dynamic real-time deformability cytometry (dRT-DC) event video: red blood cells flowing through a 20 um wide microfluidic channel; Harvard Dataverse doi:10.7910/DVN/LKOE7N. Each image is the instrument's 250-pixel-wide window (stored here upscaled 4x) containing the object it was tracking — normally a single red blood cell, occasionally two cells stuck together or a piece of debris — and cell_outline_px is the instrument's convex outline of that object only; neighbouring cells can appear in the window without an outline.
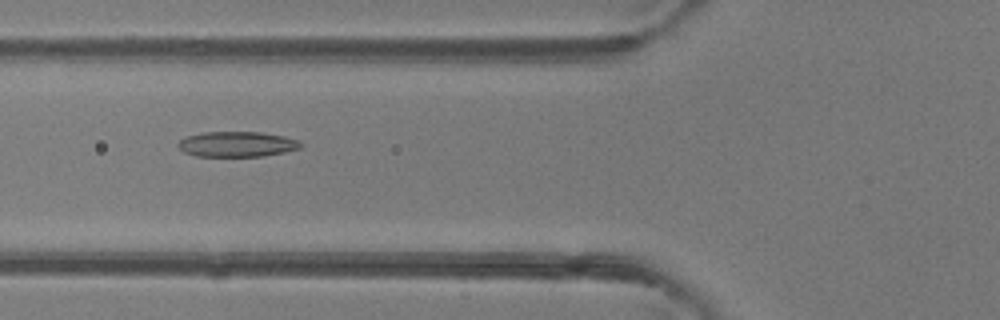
{"species": "common noctule bat (a hibernating species)", "species_latin": "Nyctalus noctula", "temperature_condition": "room temperature", "stored_images_in_passage": 48, "camera_frame_rate_fps": 3000, "um_per_image_px": 0.085, "animal": {"sex": "female"}, "frame": {"image": 1, "passage_image": 18, "time_ms": 5.667, "image_size_px": [1000, 320], "cell_outline_px": [[304, 144], [300, 148], [284, 152], [264, 156], [196, 156], [184, 152], [176, 144], [180, 140], [188, 136], [200, 132], [260, 132], [284, 136], [300, 140]], "centroid_in_image_um": [20.17, 12.25], "position_along_channel_um": 105.6, "area_um2": 18.15}}
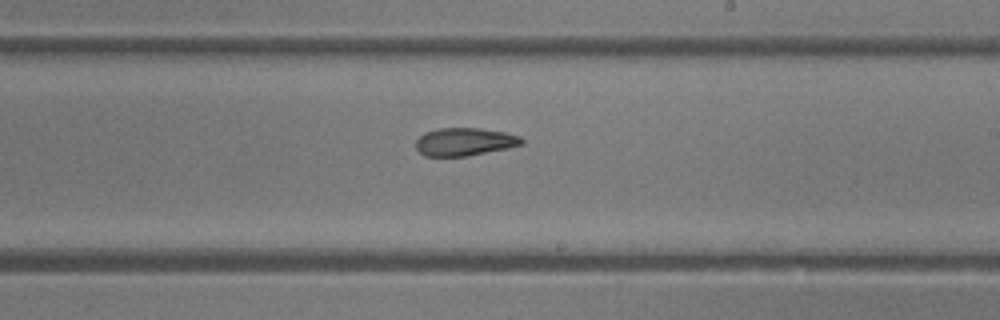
{"frame": {"image": 2, "passage_image": 28, "time_ms": 9.0, "image_size_px": [1000, 320], "cell_outline_px": [[524, 144], [508, 148], [468, 156], [424, 156], [416, 148], [416, 140], [424, 132], [440, 128], [480, 128], [504, 132], [520, 136], [524, 140]], "centroid_in_image_um": [39.5, 12.05], "position_along_channel_um": 249.5, "area_um2": 17.28}}
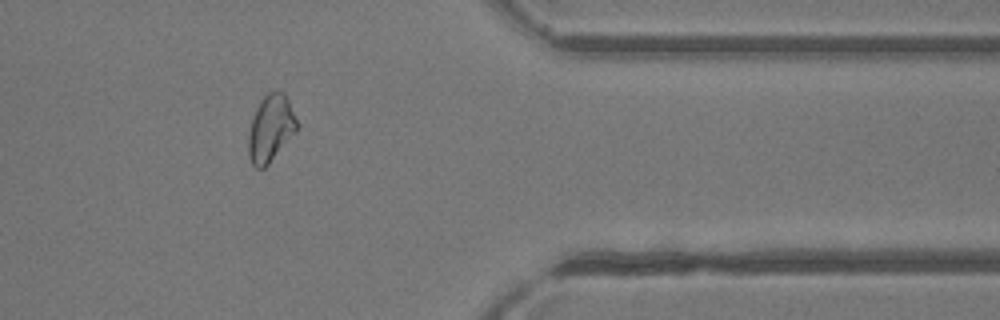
{"frame": {"image": 3, "passage_image": 39, "time_ms": 12.667, "image_size_px": [1000, 320], "cell_outline_px": [[300, 124], [296, 132], [268, 164], [264, 168], [256, 168], [252, 164], [248, 156], [248, 136], [252, 120], [256, 108], [260, 100], [268, 92], [284, 92]], "centroid_in_image_um": [23.02, 10.91], "position_along_channel_um": 388.4, "area_um2": 18.9}, "authors_computed_cell_mechanics": {"area_um2": 19.2474, "velocity_mm_per_s": 4.3166, "shape_relaxation_time_tau1_ms": 8.2915, "shape_relaxation_time_tau2_ms": 2.6952, "deformation_change_tau1": 0.2078, "deformation_change_tau2": 0.0986}}